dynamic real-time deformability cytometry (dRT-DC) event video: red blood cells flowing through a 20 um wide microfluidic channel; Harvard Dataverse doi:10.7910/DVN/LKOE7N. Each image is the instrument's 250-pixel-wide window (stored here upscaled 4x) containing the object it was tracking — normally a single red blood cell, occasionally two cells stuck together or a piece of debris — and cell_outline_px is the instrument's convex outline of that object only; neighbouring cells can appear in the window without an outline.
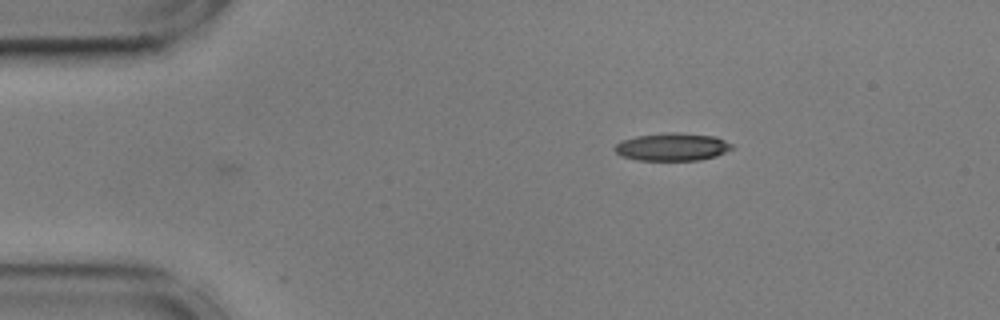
{"species": "common noctule bat (a hibernating species)", "species_latin": "Nyctalus noctula", "temperature_condition": "cold", "stored_images_in_passage": 2, "camera_frame_rate_fps": 3000, "um_per_image_px": 0.085, "animal": {"sex": "male", "body_mass_g": 17.9, "forearm_length_mm": 54.2}, "frame": {"image": 1, "passage_image": 1, "time_ms": 0.0, "image_size_px": [1000, 320], "cell_outline_px": [[736, 148], [716, 156], [700, 160], [636, 160], [620, 156], [612, 148], [620, 140], [636, 136], [668, 132], [676, 132], [716, 136], [732, 144]], "centroid_in_image_um": [57.14, 12.48], "position_along_channel_um": 27.9, "area_um2": 19.25}}